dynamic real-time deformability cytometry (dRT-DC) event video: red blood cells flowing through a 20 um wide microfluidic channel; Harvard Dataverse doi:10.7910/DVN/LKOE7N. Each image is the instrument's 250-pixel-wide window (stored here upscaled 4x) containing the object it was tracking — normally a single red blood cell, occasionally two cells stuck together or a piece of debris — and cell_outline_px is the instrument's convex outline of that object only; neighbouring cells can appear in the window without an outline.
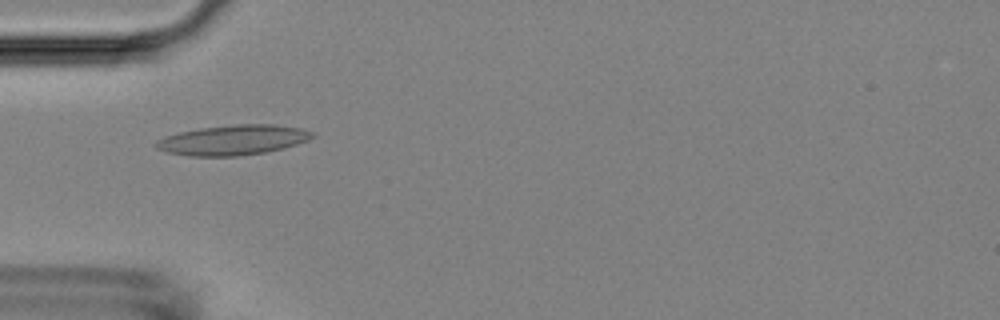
{"species": "Egyptian fruit bat (a non-hibernating species)", "species_latin": "Rousettus aegyptiacus", "temperature_condition": "room temperature", "stored_images_in_passage": 51, "camera_frame_rate_fps": 3000, "um_per_image_px": 0.085, "animal": {"sex": "female"}, "frame": {"image": 1, "passage_image": 14, "time_ms": 4.333, "image_size_px": [1000, 320], "cell_outline_px": [[316, 136], [308, 140], [284, 148], [264, 152], [240, 156], [188, 156], [168, 152], [156, 148], [152, 144], [156, 140], [164, 136], [180, 132], [200, 128], [236, 124], [276, 124], [304, 128], [316, 132]], "centroid_in_image_um": [19.83, 11.89], "position_along_channel_um": 65.2, "area_um2": 27.69}}
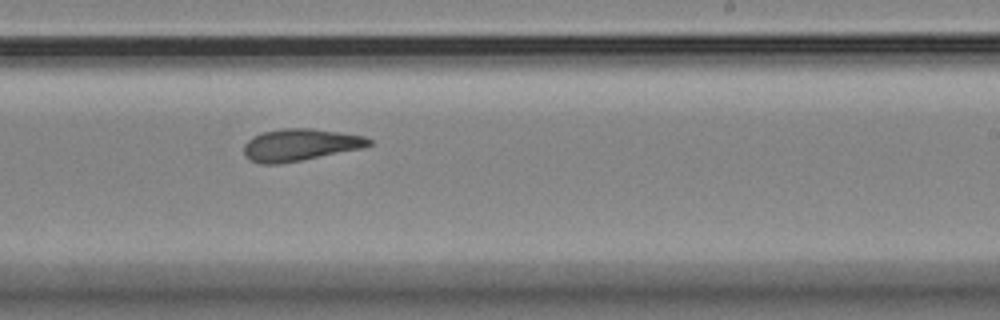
{"frame": {"image": 2, "passage_image": 30, "time_ms": 9.667, "image_size_px": [1000, 320], "cell_outline_px": [[372, 144], [364, 148], [280, 164], [260, 164], [248, 160], [244, 156], [244, 144], [252, 136], [264, 132], [284, 128], [312, 128], [364, 136], [372, 140]], "centroid_in_image_um": [25.48, 12.32], "position_along_channel_um": 263.5, "area_um2": 23.47}}
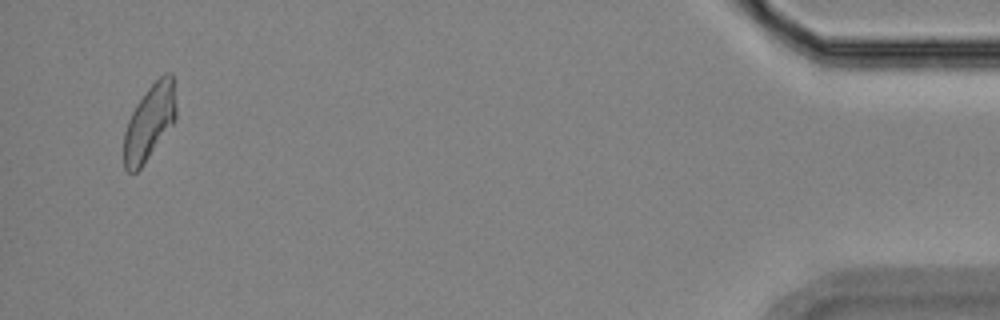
{"frame": {"image": 3, "passage_image": 49, "time_ms": 16.0, "image_size_px": [1000, 320], "cell_outline_px": [[176, 120], [140, 168], [136, 172], [128, 172], [124, 168], [124, 132], [128, 120], [136, 104], [148, 88], [164, 72], [172, 72], [176, 108]], "centroid_in_image_um": [12.71, 10.37], "position_along_channel_um": 422.5, "area_um2": 22.77}, "authors_computed_cell_mechanics": {"area_um2": 23.5246, "velocity_mm_per_s": 3.7259, "shape_relaxation_time_tau1_ms": 7.3349, "shape_relaxation_time_tau2_ms": 1.9728, "deformation_change_tau1": 0.1719, "deformation_change_tau2": 0.0922}}